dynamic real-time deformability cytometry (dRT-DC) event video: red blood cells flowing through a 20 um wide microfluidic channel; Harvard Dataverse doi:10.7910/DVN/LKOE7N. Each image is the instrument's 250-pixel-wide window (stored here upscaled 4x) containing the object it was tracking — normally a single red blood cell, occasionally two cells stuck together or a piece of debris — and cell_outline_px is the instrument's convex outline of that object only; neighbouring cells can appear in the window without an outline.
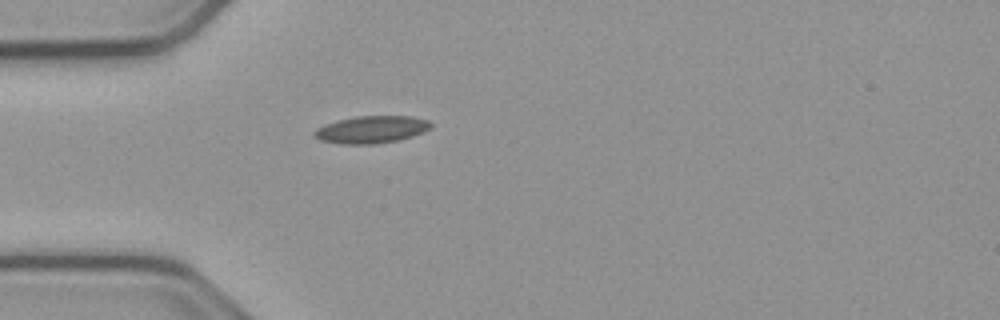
{"species": "common noctule bat (a hibernating species)", "species_latin": "Nyctalus noctula", "temperature_condition": "cold", "stored_images_in_passage": 39, "camera_frame_rate_fps": 3000, "um_per_image_px": 0.085, "animal": {"sex": "male", "body_mass_g": 23.1, "forearm_length_mm": 52.7}, "frame": {"image": 1, "passage_image": 1, "time_ms": 0.0, "image_size_px": [1000, 320], "cell_outline_px": [[432, 124], [424, 132], [412, 136], [396, 140], [372, 144], [344, 144], [320, 140], [312, 136], [312, 132], [316, 128], [324, 124], [336, 120], [356, 116], [412, 116], [428, 120]], "centroid_in_image_um": [31.51, 11.0], "position_along_channel_um": 53.5, "area_um2": 18.55}}
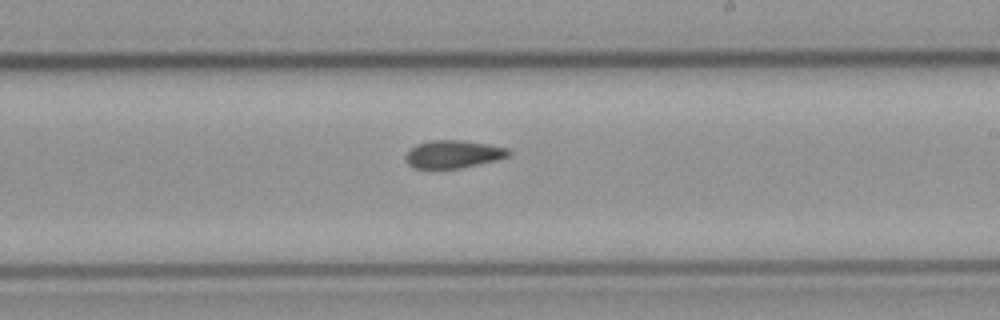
{"frame": {"image": 2, "passage_image": 17, "time_ms": 5.333, "image_size_px": [1000, 320], "cell_outline_px": [[512, 156], [496, 160], [456, 168], [416, 168], [408, 164], [404, 156], [416, 144], [432, 140], [464, 140], [488, 144], [508, 148], [512, 152]], "centroid_in_image_um": [38.56, 13.09], "position_along_channel_um": 250.4, "area_um2": 16.59}}
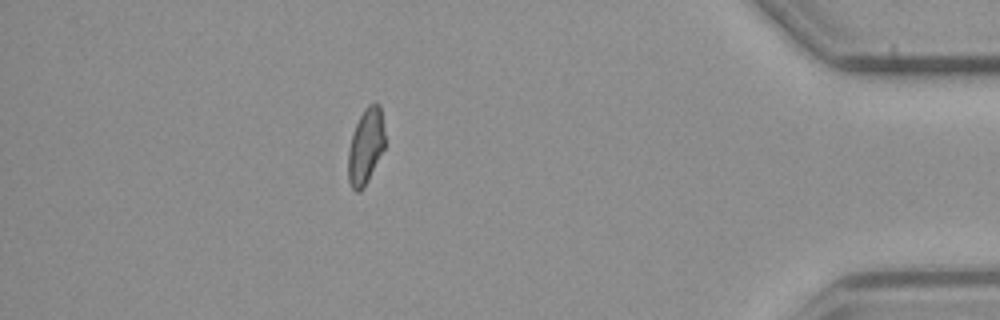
{"frame": {"image": 3, "passage_image": 33, "time_ms": 10.667, "image_size_px": [1000, 320], "cell_outline_px": [[384, 148], [364, 188], [360, 192], [356, 192], [352, 188], [348, 180], [348, 152], [352, 132], [364, 108], [368, 104], [380, 104], [384, 132]], "centroid_in_image_um": [31.07, 12.45], "position_along_channel_um": 404.1, "area_um2": 16.13}, "authors_computed_cell_mechanics": {"area_um2": 16.8776, "velocity_mm_per_s": 3.8118, "shape_relaxation_time_tau1_ms": null, "shape_relaxation_time_tau2_ms": 8.2492, "deformation_change_tau1": null, "deformation_change_tau2": 0.1333}}